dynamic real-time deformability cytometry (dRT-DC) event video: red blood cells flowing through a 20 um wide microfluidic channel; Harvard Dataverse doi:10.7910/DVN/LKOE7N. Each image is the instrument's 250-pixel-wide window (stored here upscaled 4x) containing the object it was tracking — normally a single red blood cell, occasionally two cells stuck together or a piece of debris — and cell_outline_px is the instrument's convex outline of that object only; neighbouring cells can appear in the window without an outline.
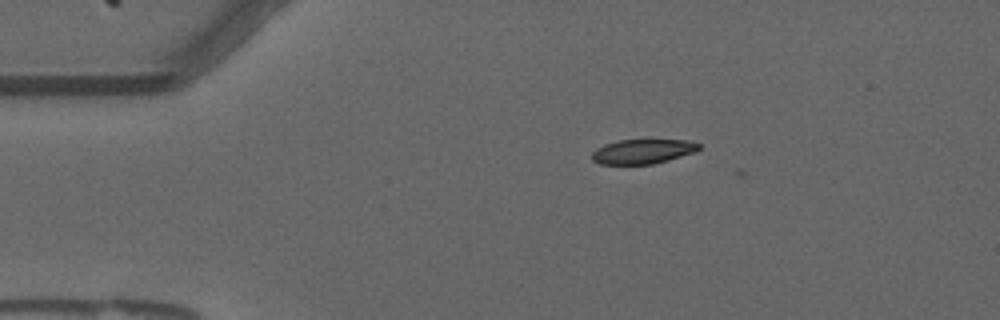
{"species": "common noctule bat (a hibernating species)", "species_latin": "Nyctalus noctula", "temperature_condition": "warm", "stored_images_in_passage": 3, "camera_frame_rate_fps": 3000, "um_per_image_px": 0.085, "animal": {"sex": "male", "forearm_length_mm": 52.5}, "frame": {"image": 1, "passage_image": 1, "time_ms": 0.0, "image_size_px": [1000, 320], "cell_outline_px": [[700, 148], [696, 152], [668, 160], [652, 164], [600, 164], [592, 160], [592, 152], [596, 148], [604, 144], [620, 140], [688, 140], [700, 144]], "centroid_in_image_um": [54.63, 12.87], "position_along_channel_um": 30.4, "area_um2": 15.32}}